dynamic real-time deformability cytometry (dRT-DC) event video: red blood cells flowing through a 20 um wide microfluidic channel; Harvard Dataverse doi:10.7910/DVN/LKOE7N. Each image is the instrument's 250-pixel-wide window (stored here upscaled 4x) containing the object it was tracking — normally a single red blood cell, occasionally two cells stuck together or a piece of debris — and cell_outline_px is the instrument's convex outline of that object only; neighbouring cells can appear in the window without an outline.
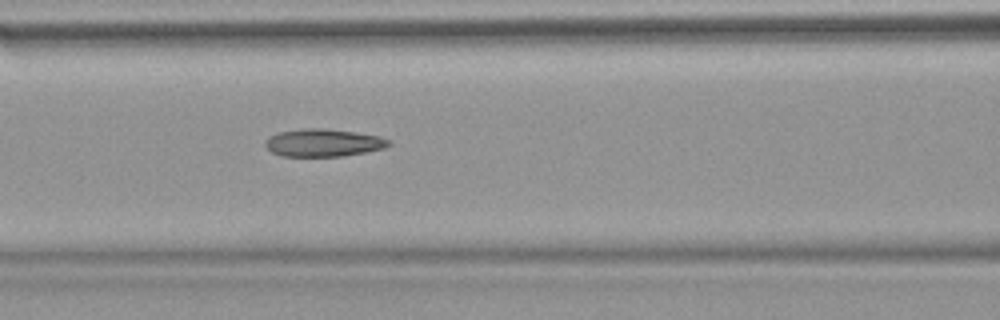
{"species": "common noctule bat (a hibernating species)", "species_latin": "Nyctalus noctula", "temperature_condition": "warm", "stored_images_in_passage": 53, "camera_frame_rate_fps": 3000, "um_per_image_px": 0.085, "animal": {"sex": "female", "body_mass_g": 18.4}, "frame": {"image": 1, "passage_image": 23, "time_ms": 7.333, "image_size_px": [1000, 320], "cell_outline_px": [[392, 144], [384, 148], [344, 156], [280, 156], [272, 152], [264, 144], [264, 140], [268, 136], [280, 132], [304, 128], [324, 128], [380, 136], [388, 140]], "centroid_in_image_um": [27.45, 12.13], "position_along_channel_um": 139.2, "area_um2": 19.83}, "authors_computed_cell_mechanics": {"area_um2": 19.9988, "velocity_mm_per_s": 3.8601, "shape_relaxation_time_tau1_ms": null, "shape_relaxation_time_tau2_ms": 2.6657, "deformation_change_tau1": null, "deformation_change_tau2": 0.1181}}